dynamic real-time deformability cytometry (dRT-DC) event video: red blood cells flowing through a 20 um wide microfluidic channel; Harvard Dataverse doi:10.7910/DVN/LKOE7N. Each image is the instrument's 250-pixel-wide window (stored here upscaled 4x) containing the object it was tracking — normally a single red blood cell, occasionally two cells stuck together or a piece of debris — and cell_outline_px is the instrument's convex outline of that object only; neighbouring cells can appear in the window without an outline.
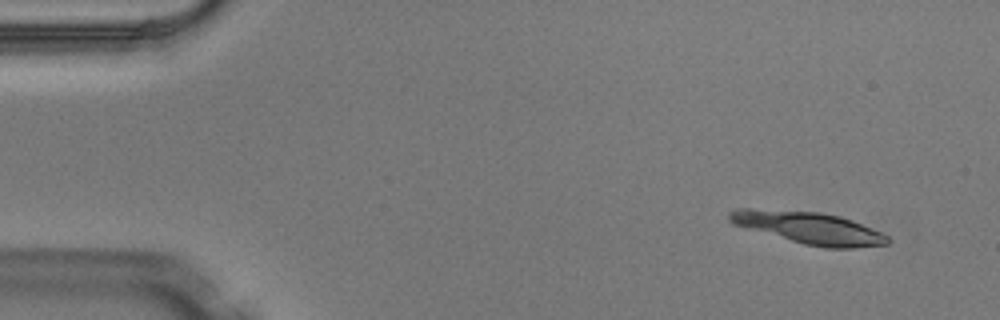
{"species": "Egyptian fruit bat (a non-hibernating species)", "species_latin": "Rousettus aegyptiacus", "temperature_condition": "warm", "stored_images_in_passage": 5, "camera_frame_rate_fps": 3000, "um_per_image_px": 0.085, "animal": {"sex": "male"}, "frame": {"image": 1, "passage_image": 1, "time_ms": 0.0, "image_size_px": [1000, 320], "cell_outline_px": [[892, 240], [888, 244], [852, 248], [828, 248], [804, 244], [732, 224], [728, 220], [728, 212], [736, 208], [748, 208], [820, 212], [840, 216], [852, 220], [880, 232], [888, 236]], "centroid_in_image_um": [68.74, 19.36], "position_along_channel_um": 16.3, "area_um2": 29.42}}
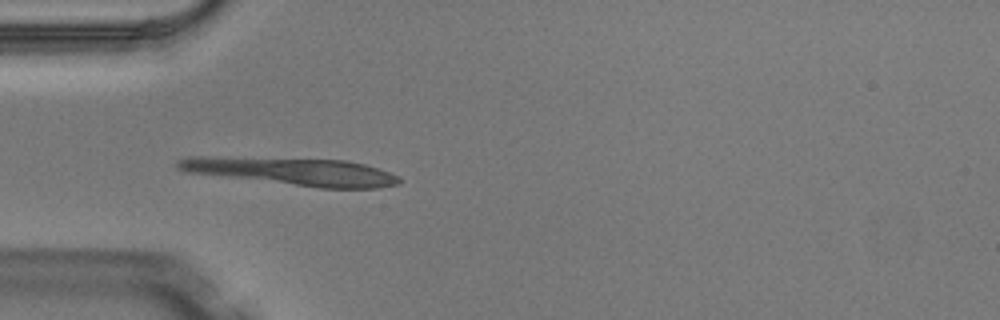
{"frame": {"image": 2, "passage_image": 4, "time_ms": 1.0, "image_size_px": [1000, 320], "cell_outline_px": [[400, 184], [380, 188], [320, 188], [184, 172], [176, 168], [176, 160], [188, 156], [204, 156], [344, 160], [364, 164], [400, 176]], "centroid_in_image_um": [24.8, 14.57], "position_along_channel_um": 60.2, "area_um2": 35.89}}